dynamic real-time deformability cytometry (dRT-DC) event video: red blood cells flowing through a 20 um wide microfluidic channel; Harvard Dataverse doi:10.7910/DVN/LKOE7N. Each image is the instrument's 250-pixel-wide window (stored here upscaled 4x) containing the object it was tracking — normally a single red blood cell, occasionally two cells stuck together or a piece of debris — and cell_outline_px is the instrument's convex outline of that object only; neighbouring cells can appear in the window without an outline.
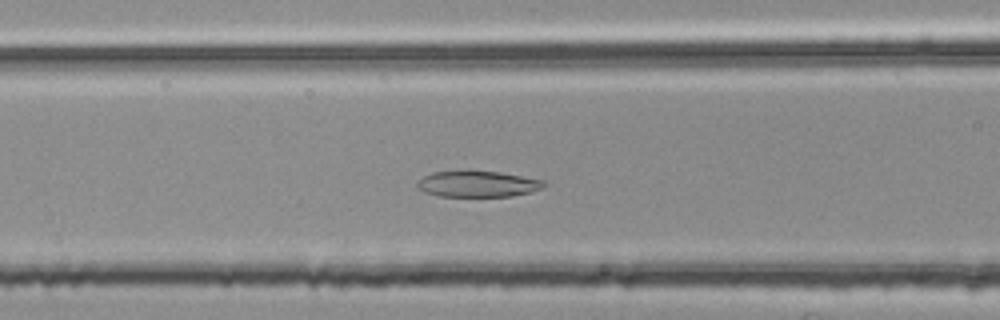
{"species": "common noctule bat (a hibernating species)", "species_latin": "Nyctalus noctula", "temperature_condition": "room temperature", "stored_images_in_passage": 46, "camera_frame_rate_fps": 3000, "um_per_image_px": 0.085, "animal": {"sex": "female", "body_mass_g": 25.1}, "frame": {"image": 1, "passage_image": 18, "time_ms": 5.667, "image_size_px": [1000, 320], "cell_outline_px": [[548, 184], [544, 188], [532, 192], [512, 196], [440, 196], [424, 192], [416, 188], [416, 184], [424, 176], [432, 172], [468, 168], [500, 172], [544, 180]], "centroid_in_image_um": [40.61, 15.6], "position_along_channel_um": 126.0, "area_um2": 20.06}}
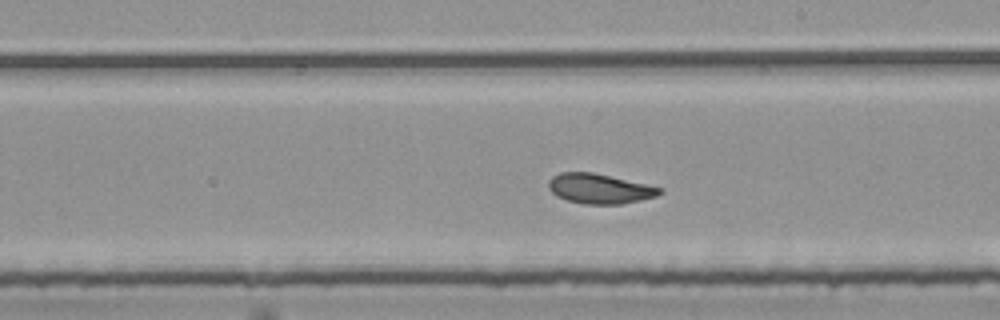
{"frame": {"image": 2, "passage_image": 27, "time_ms": 8.667, "image_size_px": [1000, 320], "cell_outline_px": [[664, 192], [656, 196], [620, 204], [584, 204], [568, 200], [556, 196], [548, 188], [548, 180], [552, 176], [560, 172], [592, 172], [664, 188]], "centroid_in_image_um": [50.95, 16.03], "position_along_channel_um": 238.1, "area_um2": 19.31}}
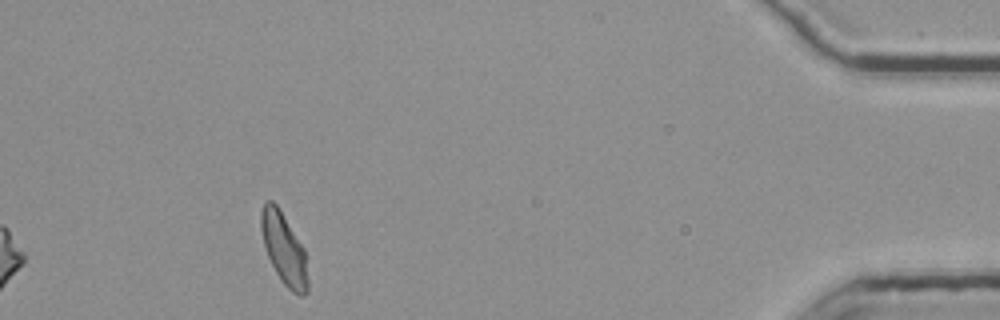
{"frame": {"image": 3, "passage_image": 46, "time_ms": 15.0, "image_size_px": [1000, 320], "cell_outline_px": [[308, 292], [304, 296], [300, 296], [292, 292], [280, 280], [268, 256], [264, 244], [260, 228], [260, 212], [264, 200], [272, 200], [276, 204], [304, 248], [308, 280]], "centroid_in_image_um": [24.13, 21.16], "position_along_channel_um": 411.1, "area_um2": 19.42}, "authors_computed_cell_mechanics": {"area_um2": 19.9988, "velocity_mm_per_s": 3.7469, "shape_relaxation_time_tau1_ms": null, "shape_relaxation_time_tau2_ms": 2.9324, "deformation_change_tau1": null, "deformation_change_tau2": 0.0934}}